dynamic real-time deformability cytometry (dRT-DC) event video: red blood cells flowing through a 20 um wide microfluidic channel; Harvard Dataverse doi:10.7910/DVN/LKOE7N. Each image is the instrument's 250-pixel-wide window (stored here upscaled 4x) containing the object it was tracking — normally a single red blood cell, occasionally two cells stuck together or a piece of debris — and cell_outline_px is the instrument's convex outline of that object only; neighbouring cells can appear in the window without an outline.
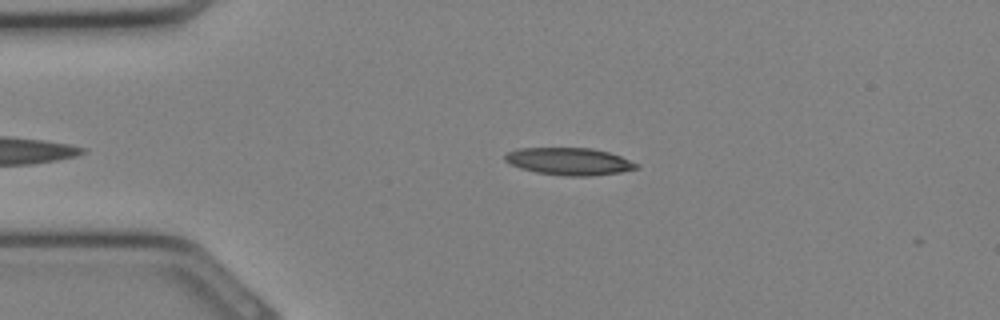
{"species": "Egyptian fruit bat (a non-hibernating species)", "species_latin": "Rousettus aegyptiacus", "temperature_condition": "cold", "stored_images_in_passage": 5, "camera_frame_rate_fps": 3000, "um_per_image_px": 0.085, "animal": {"sex": "female"}, "frame": {"image": 1, "passage_image": 3, "time_ms": 0.667, "image_size_px": [1000, 320], "cell_outline_px": [[640, 168], [620, 172], [592, 176], [564, 176], [536, 172], [520, 168], [504, 160], [504, 156], [508, 152], [516, 148], [592, 148], [608, 152], [620, 156], [640, 164]], "centroid_in_image_um": [48.4, 13.72], "position_along_channel_um": 36.6, "area_um2": 20.98}}